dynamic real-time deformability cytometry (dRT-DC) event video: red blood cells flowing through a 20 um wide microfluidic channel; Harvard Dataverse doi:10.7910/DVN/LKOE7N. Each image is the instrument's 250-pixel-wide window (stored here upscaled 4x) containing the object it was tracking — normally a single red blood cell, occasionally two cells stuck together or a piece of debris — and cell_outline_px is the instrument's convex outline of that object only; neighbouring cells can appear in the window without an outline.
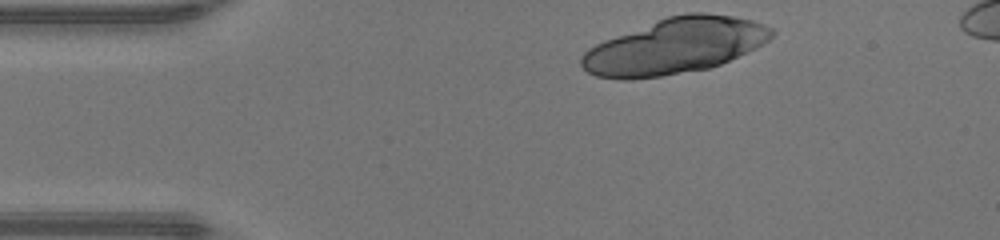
{"species": "human", "species_latin": "Homo sapiens", "temperature_condition": "warm", "stored_images_in_passage": 35, "camera_frame_rate_fps": 3000, "um_per_image_px": 0.085, "donor": {"sex": "male"}, "frame": {"image": 1, "passage_image": 1, "time_ms": 0.0, "image_size_px": [1000, 240], "cell_outline_px": [[776, 32], [764, 44], [756, 48], [720, 64], [708, 68], [660, 76], [628, 80], [624, 80], [596, 76], [588, 72], [580, 64], [580, 56], [588, 48], [604, 40], [668, 16], [688, 12], [704, 12], [732, 16], [752, 20], [764, 24], [772, 28]], "centroid_in_image_um": [57.36, 3.91], "position_along_channel_um": 27.6, "area_um2": 61.38}}
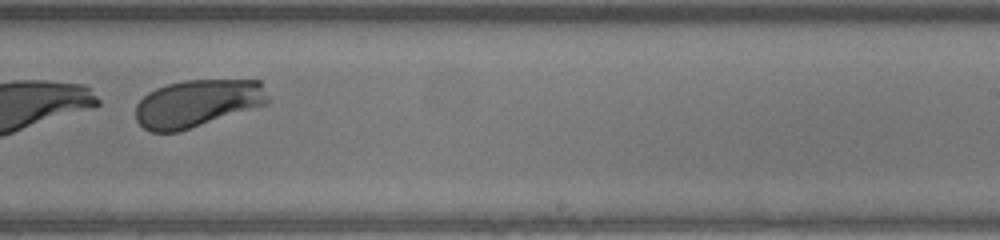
{"frame": {"image": 2, "passage_image": 23, "time_ms": 7.333, "image_size_px": [1000, 240], "cell_outline_px": [[268, 104], [180, 132], [152, 132], [144, 128], [136, 120], [136, 104], [148, 92], [156, 88], [168, 84], [184, 80], [260, 80], [268, 96]], "centroid_in_image_um": [16.78, 8.79], "position_along_channel_um": 272.2, "area_um2": 36.76}}
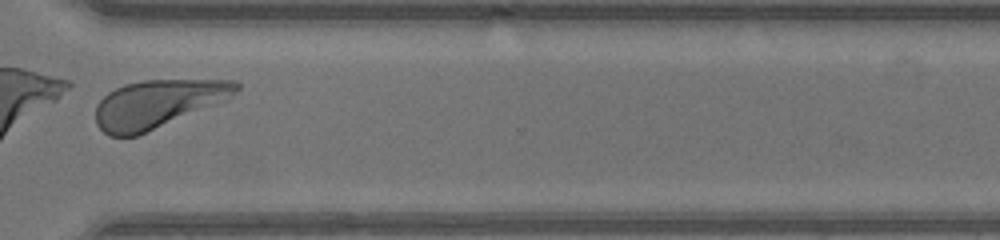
{"frame": {"image": 3, "passage_image": 29, "time_ms": 9.333, "image_size_px": [1000, 240], "cell_outline_px": [[240, 88], [236, 92], [224, 100], [136, 136], [108, 136], [96, 124], [96, 104], [108, 92], [124, 84], [144, 80], [236, 80], [240, 84]], "centroid_in_image_um": [13.36, 8.81], "position_along_channel_um": 357.2, "area_um2": 38.67}}